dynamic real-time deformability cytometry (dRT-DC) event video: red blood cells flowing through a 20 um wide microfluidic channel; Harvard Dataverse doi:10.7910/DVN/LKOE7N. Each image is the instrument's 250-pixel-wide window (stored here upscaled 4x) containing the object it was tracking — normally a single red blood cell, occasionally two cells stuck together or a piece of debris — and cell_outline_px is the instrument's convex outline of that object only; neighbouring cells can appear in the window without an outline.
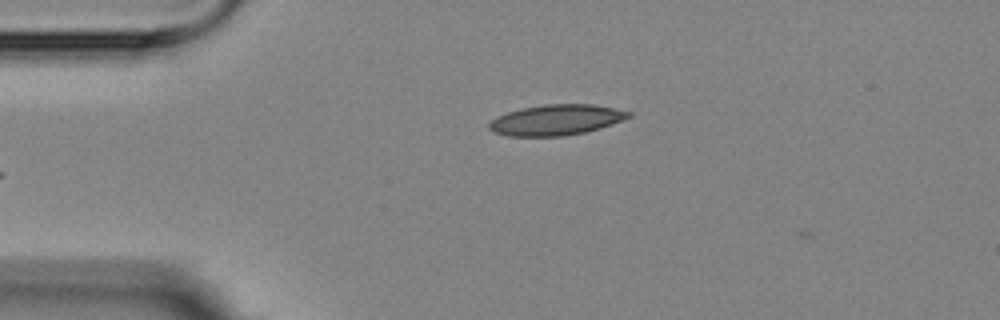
{"species": "Egyptian fruit bat (a non-hibernating species)", "species_latin": "Rousettus aegyptiacus", "temperature_condition": "room temperature", "stored_images_in_passage": 3, "camera_frame_rate_fps": 3000, "um_per_image_px": 0.085, "animal": {"sex": "female"}, "frame": {"image": 1, "passage_image": 3, "time_ms": 3.333, "image_size_px": [1000, 320], "cell_outline_px": [[632, 116], [612, 124], [600, 128], [584, 132], [564, 136], [508, 136], [492, 132], [488, 128], [488, 124], [496, 116], [520, 108], [544, 104], [592, 104], [632, 112]], "centroid_in_image_um": [47.24, 10.19], "position_along_channel_um": 37.8, "area_um2": 24.91}}